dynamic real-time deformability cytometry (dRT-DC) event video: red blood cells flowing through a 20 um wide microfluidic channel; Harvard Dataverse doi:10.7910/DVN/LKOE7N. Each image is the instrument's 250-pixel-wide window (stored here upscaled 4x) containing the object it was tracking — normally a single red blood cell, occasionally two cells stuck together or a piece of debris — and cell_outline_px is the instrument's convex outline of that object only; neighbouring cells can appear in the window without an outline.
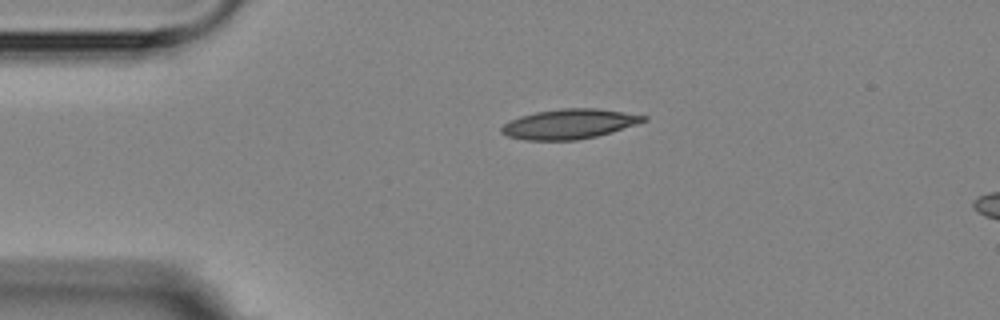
{"species": "Egyptian fruit bat (a non-hibernating species)", "species_latin": "Rousettus aegyptiacus", "temperature_condition": "room temperature", "stored_images_in_passage": 2, "camera_frame_rate_fps": 3000, "um_per_image_px": 0.085, "animal": {"sex": "female"}, "frame": {"image": 1, "passage_image": 1, "time_ms": 0.0, "image_size_px": [1000, 320], "cell_outline_px": [[648, 120], [612, 132], [596, 136], [576, 140], [524, 140], [508, 136], [500, 132], [500, 128], [508, 120], [520, 116], [536, 112], [560, 108], [596, 108], [624, 112], [648, 116]], "centroid_in_image_um": [48.37, 10.53], "position_along_channel_um": 36.6, "area_um2": 24.74}}